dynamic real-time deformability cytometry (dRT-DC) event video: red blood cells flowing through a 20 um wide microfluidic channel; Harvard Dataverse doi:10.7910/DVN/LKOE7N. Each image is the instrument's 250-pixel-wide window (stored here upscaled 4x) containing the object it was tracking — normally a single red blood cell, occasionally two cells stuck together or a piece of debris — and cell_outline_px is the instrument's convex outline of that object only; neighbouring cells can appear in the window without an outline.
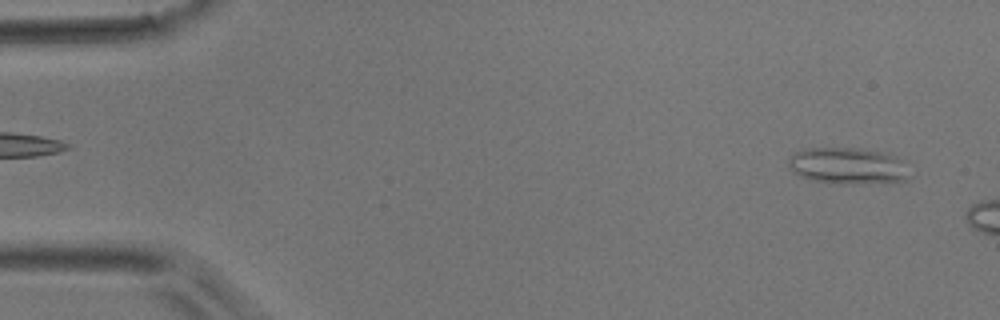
{"species": "common noctule bat (a hibernating species)", "species_latin": "Nyctalus noctula", "temperature_condition": "room temperature", "stored_images_in_passage": 11, "camera_frame_rate_fps": 3000, "um_per_image_px": 0.085, "animal": {"sex": "male", "body_mass_g": 17.9}, "frame": {"image": 1, "passage_image": 2, "time_ms": 0.333, "image_size_px": [1000, 320], "cell_outline_px": [[916, 172], [908, 180], [844, 184], [812, 180], [800, 176], [792, 172], [788, 168], [788, 160], [796, 152], [808, 148], [860, 148], [880, 152], [896, 156]], "centroid_in_image_um": [72.13, 14.1], "position_along_channel_um": 12.9, "area_um2": 26.01}}